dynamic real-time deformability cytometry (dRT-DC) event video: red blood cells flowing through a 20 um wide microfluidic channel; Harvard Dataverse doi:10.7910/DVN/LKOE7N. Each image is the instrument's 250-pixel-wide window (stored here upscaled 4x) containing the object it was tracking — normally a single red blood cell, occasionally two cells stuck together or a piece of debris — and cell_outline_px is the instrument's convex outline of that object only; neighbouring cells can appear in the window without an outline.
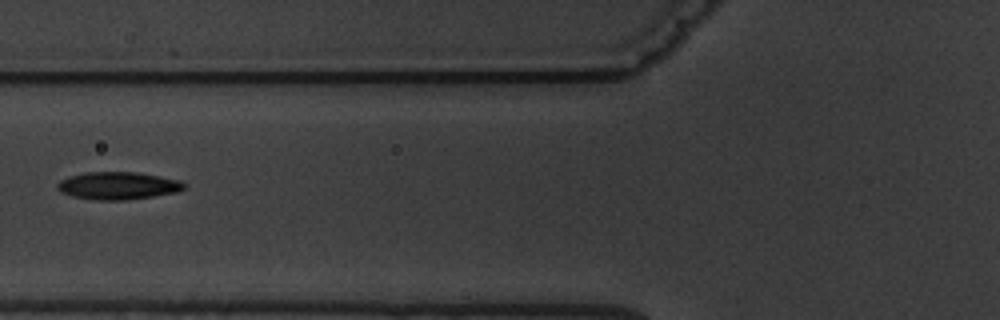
{"species": "common noctule bat (a hibernating species)", "species_latin": "Nyctalus noctula", "temperature_condition": "warm", "stored_images_in_passage": 6, "camera_frame_rate_fps": 3000, "um_per_image_px": 0.085, "animal": {"sex": "male", "body_mass_g": 19.5, "forearm_length_mm": 54.6}, "frame": {"image": 1, "passage_image": 2, "time_ms": 1.333, "image_size_px": [1000, 320], "cell_outline_px": [[188, 184], [184, 188], [176, 192], [128, 200], [96, 200], [72, 196], [60, 192], [56, 188], [56, 184], [60, 180], [68, 176], [84, 172], [136, 172], [160, 176], [180, 180]], "centroid_in_image_um": [10.0, 15.78], "position_along_channel_um": 115.8, "area_um2": 20.52}}
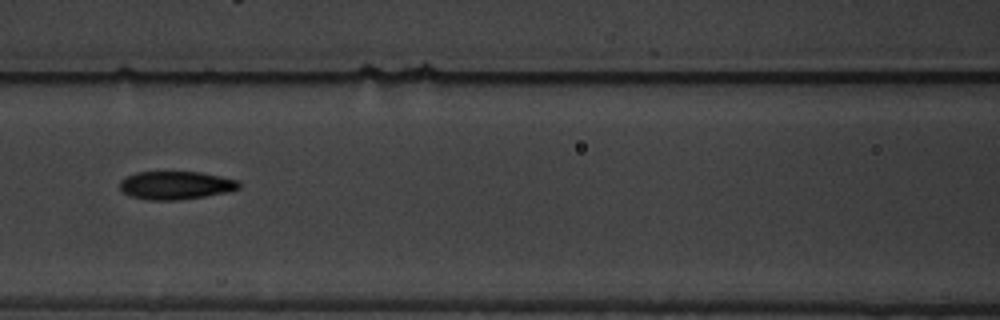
{"frame": {"image": 2, "passage_image": 3, "time_ms": 2.333, "image_size_px": [1000, 320], "cell_outline_px": [[240, 188], [224, 192], [204, 196], [176, 200], [148, 200], [132, 196], [124, 192], [120, 188], [120, 180], [124, 176], [136, 172], [200, 172], [240, 180]], "centroid_in_image_um": [14.92, 15.74], "position_along_channel_um": 151.7, "area_um2": 19.48}}